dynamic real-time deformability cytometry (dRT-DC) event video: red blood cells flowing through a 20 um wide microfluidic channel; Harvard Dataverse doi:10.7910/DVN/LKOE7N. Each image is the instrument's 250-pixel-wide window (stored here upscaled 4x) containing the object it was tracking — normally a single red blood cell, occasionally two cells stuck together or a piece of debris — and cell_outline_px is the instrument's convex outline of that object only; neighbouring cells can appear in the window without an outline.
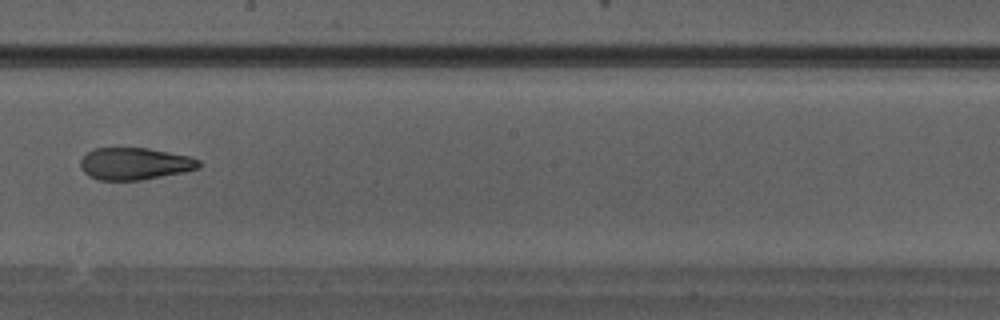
{"species": "Egyptian fruit bat (a non-hibernating species)", "species_latin": "Rousettus aegyptiacus", "temperature_condition": "warm", "stored_images_in_passage": 33, "camera_frame_rate_fps": 3000, "um_per_image_px": 0.085, "animal": {"sex": "male"}, "frame": {"image": 1, "passage_image": 19, "time_ms": 6.0, "image_size_px": [1000, 320], "cell_outline_px": [[200, 168], [184, 172], [140, 180], [100, 180], [88, 176], [80, 168], [80, 160], [88, 152], [96, 148], [148, 148], [188, 156], [200, 160]], "centroid_in_image_um": [11.44, 13.92], "position_along_channel_um": 236.8, "area_um2": 22.08}}